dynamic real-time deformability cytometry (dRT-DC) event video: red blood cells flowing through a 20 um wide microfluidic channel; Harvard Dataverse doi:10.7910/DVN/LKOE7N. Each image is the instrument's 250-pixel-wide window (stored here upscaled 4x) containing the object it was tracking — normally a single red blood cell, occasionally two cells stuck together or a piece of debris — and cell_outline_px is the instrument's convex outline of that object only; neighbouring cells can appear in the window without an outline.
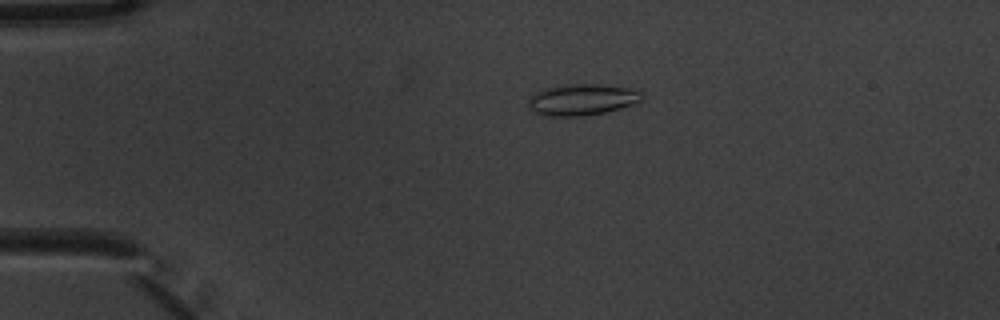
{"species": "common noctule bat (a hibernating species)", "species_latin": "Nyctalus noctula", "temperature_condition": "warm", "stored_images_in_passage": 5, "camera_frame_rate_fps": 3000, "um_per_image_px": 0.085, "animal": {"sex": "male", "body_mass_g": 20.1, "forearm_length_mm": 53.5}, "frame": {"image": 1, "passage_image": 3, "time_ms": 0.667, "image_size_px": [1000, 320], "cell_outline_px": [[640, 100], [632, 104], [620, 108], [604, 112], [580, 116], [540, 116], [532, 112], [528, 108], [528, 96], [544, 88], [568, 84], [600, 84], [628, 88], [640, 92]], "centroid_in_image_um": [49.35, 8.47], "position_along_channel_um": 35.7, "area_um2": 20.69}}
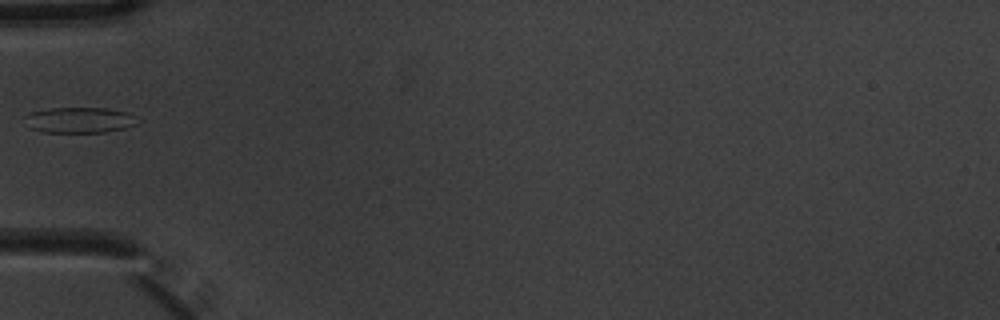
{"frame": {"image": 2, "passage_image": 5, "time_ms": 1.333, "image_size_px": [1000, 320], "cell_outline_px": [[140, 120], [136, 124], [124, 128], [104, 132], [40, 132], [28, 128], [24, 116], [28, 112], [48, 108], [108, 108], [128, 112]], "centroid_in_image_um": [6.71, 10.2], "position_along_channel_um": 78.3, "area_um2": 17.11}}